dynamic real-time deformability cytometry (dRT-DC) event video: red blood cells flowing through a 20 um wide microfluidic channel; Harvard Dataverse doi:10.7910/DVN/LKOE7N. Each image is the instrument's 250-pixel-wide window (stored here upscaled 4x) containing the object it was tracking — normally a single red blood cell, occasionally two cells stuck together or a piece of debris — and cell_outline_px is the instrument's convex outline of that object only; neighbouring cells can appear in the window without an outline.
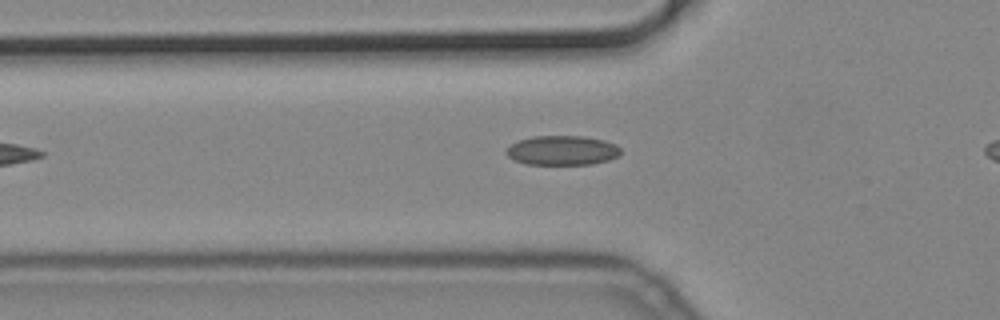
{"species": "common noctule bat (a hibernating species)", "species_latin": "Nyctalus noctula", "temperature_condition": "cold", "stored_images_in_passage": 37, "camera_frame_rate_fps": 3000, "um_per_image_px": 0.085, "animal": {"sex": "male", "body_mass_g": 19.2, "forearm_length_mm": 51.8}, "frame": {"image": 1, "passage_image": 6, "time_ms": 1.667, "image_size_px": [1000, 320], "cell_outline_px": [[620, 152], [616, 156], [608, 160], [592, 164], [528, 164], [516, 160], [508, 156], [504, 152], [512, 144], [520, 140], [532, 136], [584, 136], [604, 140], [616, 144], [620, 148]], "centroid_in_image_um": [47.8, 12.77], "position_along_channel_um": 78.0, "area_um2": 19.48}}
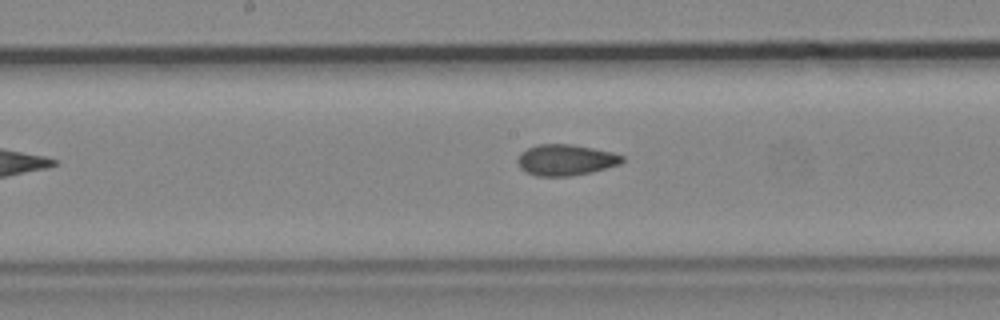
{"frame": {"image": 2, "passage_image": 16, "time_ms": 5.0, "image_size_px": [1000, 320], "cell_outline_px": [[624, 160], [620, 164], [592, 172], [568, 176], [536, 176], [520, 168], [516, 160], [520, 152], [536, 144], [572, 144], [612, 152], [624, 156]], "centroid_in_image_um": [48.07, 13.59], "position_along_channel_um": 200.1, "area_um2": 18.96}}
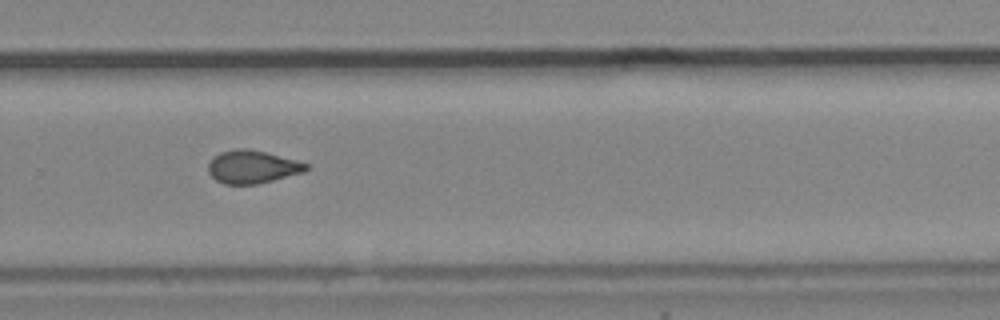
{"frame": {"image": 3, "passage_image": 25, "time_ms": 8.0, "image_size_px": [1000, 320], "cell_outline_px": [[308, 168], [304, 172], [256, 184], [224, 184], [216, 180], [208, 172], [208, 164], [220, 152], [236, 148], [248, 148], [264, 152], [308, 164]], "centroid_in_image_um": [21.41, 14.18], "position_along_channel_um": 308.4, "area_um2": 18.44}}